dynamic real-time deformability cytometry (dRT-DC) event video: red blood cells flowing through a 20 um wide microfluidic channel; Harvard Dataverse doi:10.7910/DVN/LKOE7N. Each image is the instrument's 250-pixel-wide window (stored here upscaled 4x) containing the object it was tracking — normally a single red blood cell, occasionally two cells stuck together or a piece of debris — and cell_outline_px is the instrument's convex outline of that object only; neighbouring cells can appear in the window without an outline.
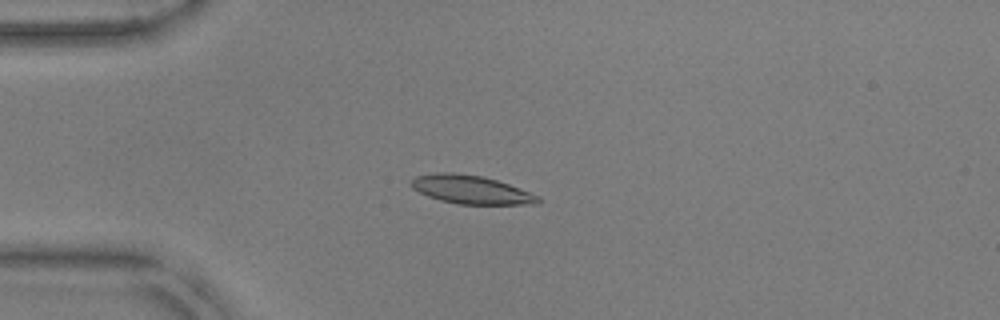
{"species": "common noctule bat (a hibernating species)", "species_latin": "Nyctalus noctula", "temperature_condition": "warm", "stored_images_in_passage": 16, "camera_frame_rate_fps": 3000, "um_per_image_px": 0.085, "animal": {"sex": "male", "body_mass_g": 17.9, "forearm_length_mm": 54.2}, "frame": {"image": 1, "passage_image": 11, "time_ms": 3.333, "image_size_px": [1000, 320], "cell_outline_px": [[540, 204], [460, 204], [440, 200], [428, 196], [412, 188], [408, 184], [416, 176], [436, 172], [452, 172], [484, 176], [520, 188], [540, 196]], "centroid_in_image_um": [40.03, 16.11], "position_along_channel_um": 45.0, "area_um2": 21.1}}